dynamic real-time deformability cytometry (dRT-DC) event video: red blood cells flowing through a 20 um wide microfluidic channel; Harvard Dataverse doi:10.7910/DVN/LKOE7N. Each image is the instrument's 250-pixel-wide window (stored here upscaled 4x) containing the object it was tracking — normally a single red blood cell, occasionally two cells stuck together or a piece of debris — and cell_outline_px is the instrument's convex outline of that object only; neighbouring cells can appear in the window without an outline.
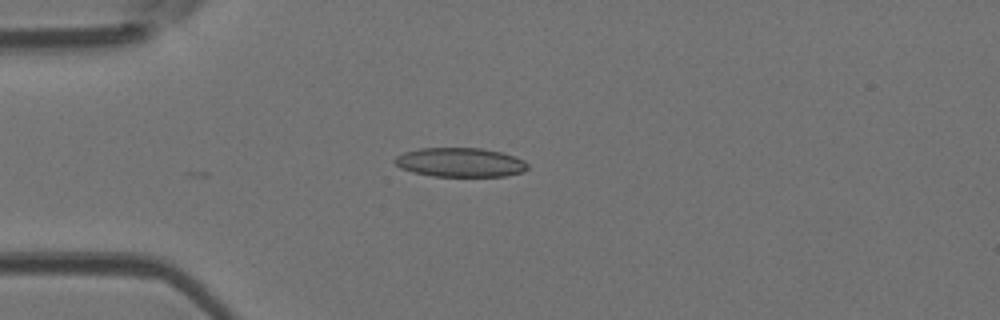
{"species": "Egyptian fruit bat (a non-hibernating species)", "species_latin": "Rousettus aegyptiacus", "temperature_condition": "room temperature", "stored_images_in_passage": 3, "camera_frame_rate_fps": 3000, "um_per_image_px": 0.085, "animal": {"sex": "female"}, "frame": {"image": 1, "passage_image": 3, "time_ms": 0.667, "image_size_px": [1000, 320], "cell_outline_px": [[528, 168], [524, 172], [504, 176], [432, 176], [412, 172], [400, 168], [392, 160], [396, 156], [404, 152], [420, 148], [480, 148], [500, 152], [516, 156], [524, 160], [528, 164]], "centroid_in_image_um": [39.11, 13.8], "position_along_channel_um": 45.9, "area_um2": 22.72}}